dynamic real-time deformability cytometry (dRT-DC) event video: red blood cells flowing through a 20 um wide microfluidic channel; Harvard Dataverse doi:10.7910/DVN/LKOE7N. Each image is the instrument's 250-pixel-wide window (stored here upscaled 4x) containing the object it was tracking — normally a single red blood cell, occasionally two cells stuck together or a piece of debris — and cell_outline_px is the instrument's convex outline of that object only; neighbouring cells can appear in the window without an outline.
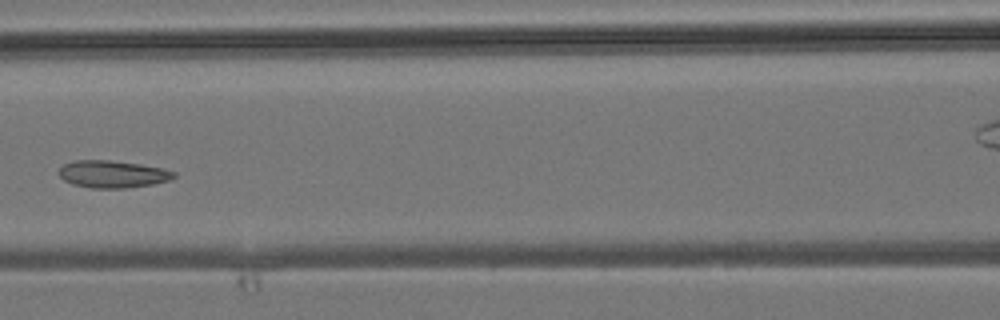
{"species": "common noctule bat (a hibernating species)", "species_latin": "Nyctalus noctula", "temperature_condition": "room temperature", "stored_images_in_passage": 6, "segment_of_instrument_passage": [1, 2], "camera_frame_rate_fps": 3000, "um_per_image_px": 0.085, "animal": {"sex": "male", "body_mass_g": 19.2, "forearm_length_mm": 51.8}, "frame": {"image": 1, "passage_image": 5, "time_ms": 4.667, "image_size_px": [1000, 320], "cell_outline_px": [[176, 176], [168, 180], [152, 184], [124, 188], [92, 188], [72, 184], [64, 180], [60, 176], [60, 168], [64, 164], [72, 160], [108, 160], [140, 164], [164, 168], [176, 172]], "centroid_in_image_um": [9.57, 14.79], "position_along_channel_um": 157.0, "area_um2": 18.21}}